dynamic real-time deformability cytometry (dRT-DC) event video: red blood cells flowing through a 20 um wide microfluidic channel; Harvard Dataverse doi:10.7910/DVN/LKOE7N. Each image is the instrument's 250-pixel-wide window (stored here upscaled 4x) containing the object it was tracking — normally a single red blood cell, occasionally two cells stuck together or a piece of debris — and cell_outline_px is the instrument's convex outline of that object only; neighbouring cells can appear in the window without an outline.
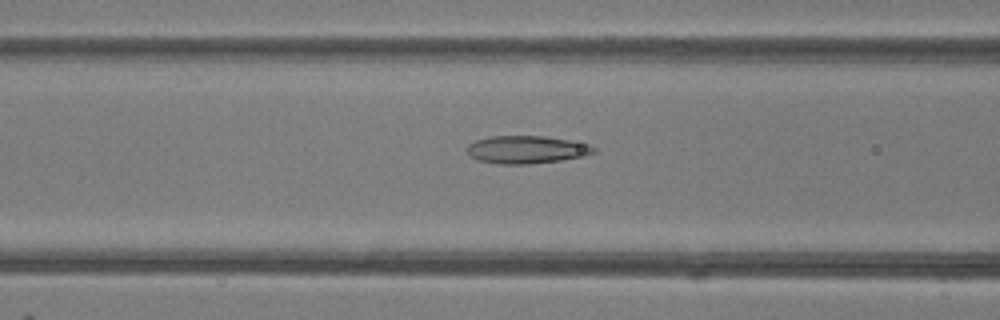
{"species": "common noctule bat (a hibernating species)", "species_latin": "Nyctalus noctula", "temperature_condition": "room temperature", "stored_images_in_passage": 49, "camera_frame_rate_fps": 3000, "um_per_image_px": 0.085, "animal": {"sex": "female"}, "frame": {"image": 1, "passage_image": 20, "time_ms": 6.333, "image_size_px": [1000, 320], "cell_outline_px": [[596, 152], [584, 156], [560, 160], [528, 164], [500, 164], [480, 160], [468, 156], [464, 148], [468, 144], [476, 140], [492, 136], [544, 136], [568, 140], [588, 144], [596, 148]], "centroid_in_image_um": [44.71, 12.71], "position_along_channel_um": 121.9, "area_um2": 20.52}}
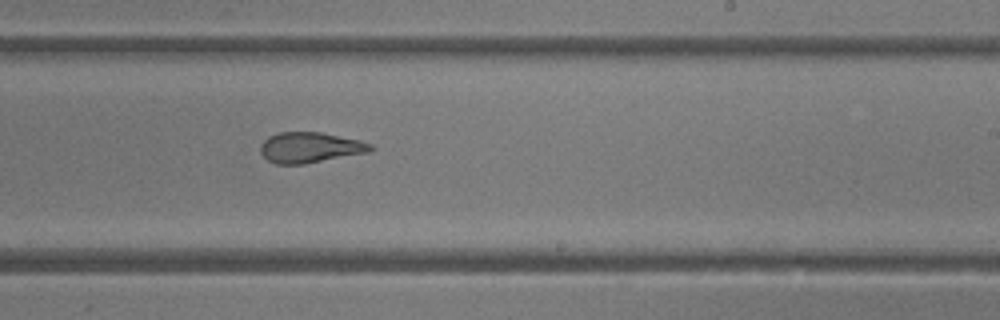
{"frame": {"image": 2, "passage_image": 30, "time_ms": 9.667, "image_size_px": [1000, 320], "cell_outline_px": [[376, 148], [368, 152], [304, 164], [276, 164], [268, 160], [260, 152], [260, 144], [268, 136], [280, 132], [320, 132], [360, 140], [372, 144]], "centroid_in_image_um": [26.35, 12.53], "position_along_channel_um": 262.7, "area_um2": 19.59}}
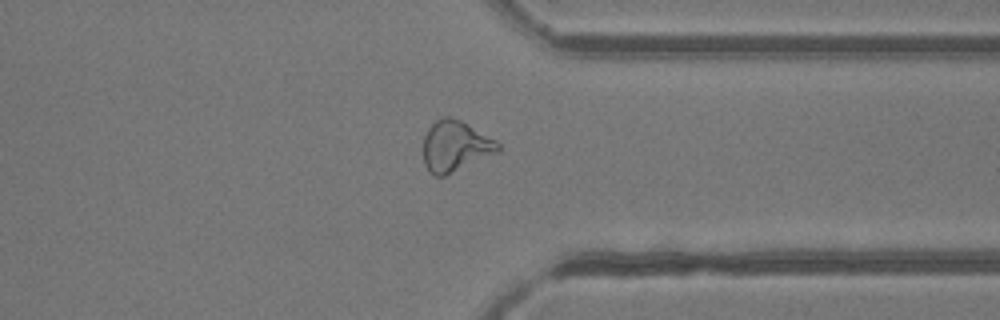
{"frame": {"image": 3, "passage_image": 38, "time_ms": 12.333, "image_size_px": [1000, 320], "cell_outline_px": [[500, 152], [444, 176], [436, 176], [424, 164], [424, 136], [428, 128], [436, 120], [444, 116], [448, 116], [460, 120], [468, 124], [496, 140], [500, 144]], "centroid_in_image_um": [38.72, 12.41], "position_along_channel_um": 372.7, "area_um2": 22.02}, "authors_computed_cell_mechanics": {"area_um2": 22.1952, "velocity_mm_per_s": 4.2253, "shape_relaxation_time_tau1_ms": null, "shape_relaxation_time_tau2_ms": 1.6743, "deformation_change_tau1": null, "deformation_change_tau2": 0.0966}}